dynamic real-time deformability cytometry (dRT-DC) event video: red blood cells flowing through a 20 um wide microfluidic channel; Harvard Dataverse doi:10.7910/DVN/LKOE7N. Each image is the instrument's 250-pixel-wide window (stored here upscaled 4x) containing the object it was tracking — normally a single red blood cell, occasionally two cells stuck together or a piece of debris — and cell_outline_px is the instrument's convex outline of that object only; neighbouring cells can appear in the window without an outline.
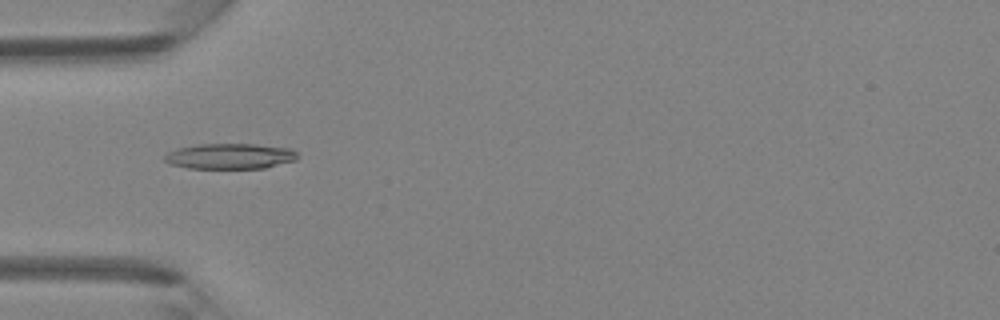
{"species": "Egyptian fruit bat (a non-hibernating species)", "species_latin": "Rousettus aegyptiacus", "temperature_condition": "room temperature", "stored_images_in_passage": 46, "camera_frame_rate_fps": 3000, "um_per_image_px": 0.085, "animal": {"sex": "female"}, "frame": {"image": 1, "passage_image": 15, "time_ms": 4.667, "image_size_px": [1000, 320], "cell_outline_px": [[300, 156], [296, 160], [264, 168], [188, 168], [172, 164], [164, 160], [164, 156], [168, 152], [176, 148], [200, 144], [256, 144], [292, 148]], "centroid_in_image_um": [19.58, 13.27], "position_along_channel_um": 65.4, "area_um2": 19.83}}
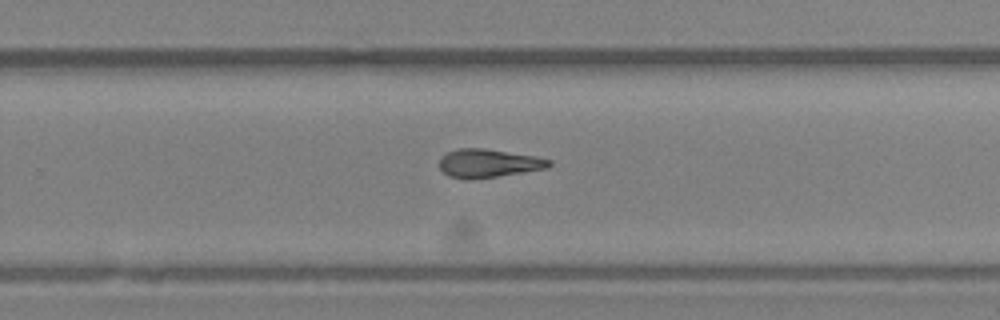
{"frame": {"image": 2, "passage_image": 30, "time_ms": 9.667, "image_size_px": [1000, 320], "cell_outline_px": [[552, 164], [548, 168], [524, 172], [468, 180], [448, 176], [440, 168], [440, 156], [448, 152], [460, 148], [484, 148], [536, 156], [552, 160]], "centroid_in_image_um": [41.53, 13.87], "position_along_channel_um": 288.3, "area_um2": 18.21}}
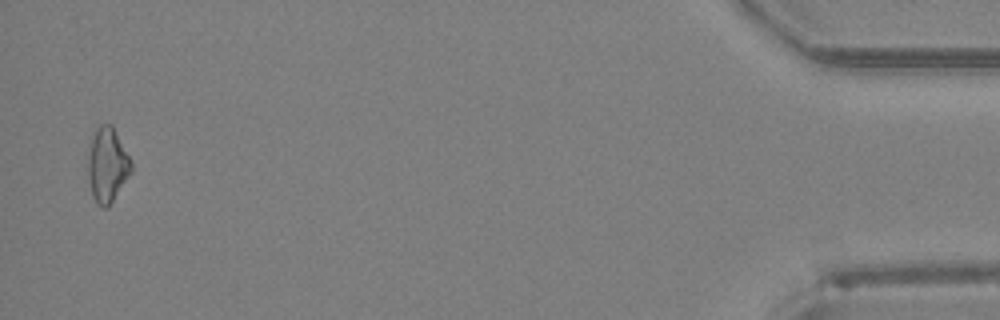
{"frame": {"image": 3, "passage_image": 45, "time_ms": 14.667, "image_size_px": [1000, 320], "cell_outline_px": [[132, 172], [108, 208], [104, 208], [96, 204], [92, 196], [88, 180], [88, 156], [92, 136], [96, 128], [100, 124], [112, 124], [132, 160]], "centroid_in_image_um": [9.13, 14.03], "position_along_channel_um": 426.1, "area_um2": 19.13}}